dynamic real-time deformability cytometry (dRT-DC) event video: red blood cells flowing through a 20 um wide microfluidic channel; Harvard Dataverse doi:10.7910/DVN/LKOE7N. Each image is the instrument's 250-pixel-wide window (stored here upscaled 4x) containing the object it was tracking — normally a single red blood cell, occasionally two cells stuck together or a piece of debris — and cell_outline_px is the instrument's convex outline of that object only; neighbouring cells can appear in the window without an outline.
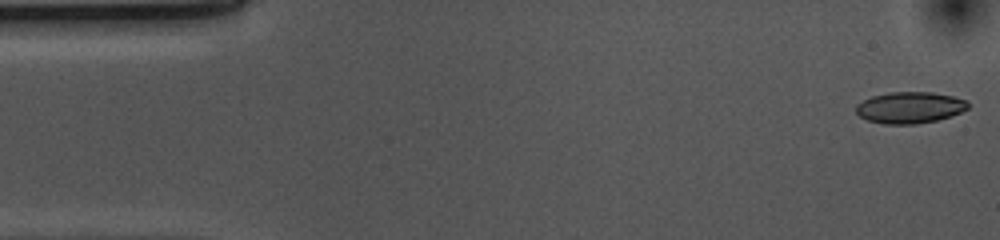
{"species": "common noctule bat (a hibernating species)", "species_latin": "Nyctalus noctula", "temperature_condition": "cold", "stored_images_in_passage": 53, "camera_frame_rate_fps": 3000, "um_per_image_px": 0.085, "animal": {"sex": "female", "body_mass_g": 10.0, "forearm_length_mm": 53.1}, "frame": {"image": 1, "passage_image": 1, "time_ms": 0.0, "image_size_px": [1000, 240], "cell_outline_px": [[968, 108], [960, 112], [936, 120], [916, 124], [884, 124], [868, 120], [860, 116], [856, 112], [856, 104], [872, 96], [888, 92], [932, 92], [952, 96], [964, 100], [968, 104]], "centroid_in_image_um": [77.29, 9.14], "position_along_channel_um": 7.7, "area_um2": 20.29}}
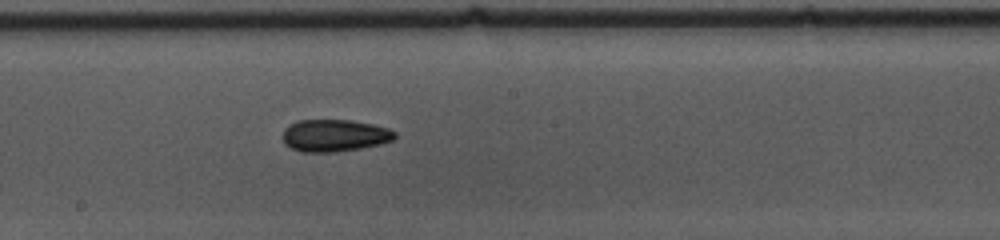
{"frame": {"image": 2, "passage_image": 27, "time_ms": 8.667, "image_size_px": [1000, 240], "cell_outline_px": [[396, 136], [392, 140], [380, 144], [360, 148], [336, 152], [300, 152], [288, 148], [284, 144], [284, 128], [288, 124], [296, 120], [348, 120], [372, 124], [388, 128], [396, 132]], "centroid_in_image_um": [28.39, 11.52], "position_along_channel_um": 219.8, "area_um2": 21.15}}
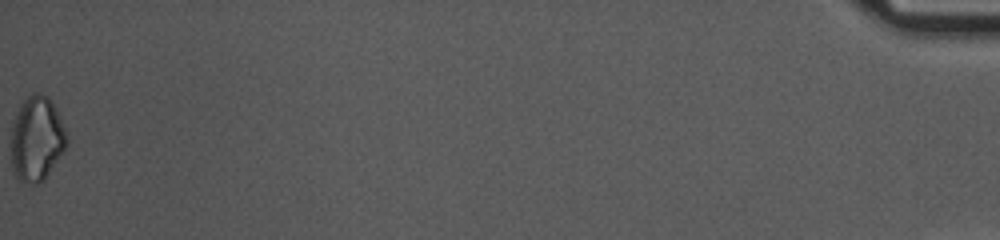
{"frame": {"image": 3, "passage_image": 53, "time_ms": 17.333, "image_size_px": [1000, 240], "cell_outline_px": [[68, 144], [44, 180], [36, 184], [32, 184], [20, 180], [16, 176], [12, 168], [12, 120], [20, 104], [32, 92], [40, 92], [48, 96], [52, 100], [56, 108], [64, 128], [68, 140]], "centroid_in_image_um": [3.12, 11.76], "position_along_channel_um": 432.1, "area_um2": 27.57}, "authors_computed_cell_mechanics": {"area_um2": 20.8658, "velocity_mm_per_s": 3.6931, "shape_relaxation_time_tau1_ms": 3.4159, "shape_relaxation_time_tau2_ms": null, "deformation_change_tau1": 0.0872, "deformation_change_tau2": null}}